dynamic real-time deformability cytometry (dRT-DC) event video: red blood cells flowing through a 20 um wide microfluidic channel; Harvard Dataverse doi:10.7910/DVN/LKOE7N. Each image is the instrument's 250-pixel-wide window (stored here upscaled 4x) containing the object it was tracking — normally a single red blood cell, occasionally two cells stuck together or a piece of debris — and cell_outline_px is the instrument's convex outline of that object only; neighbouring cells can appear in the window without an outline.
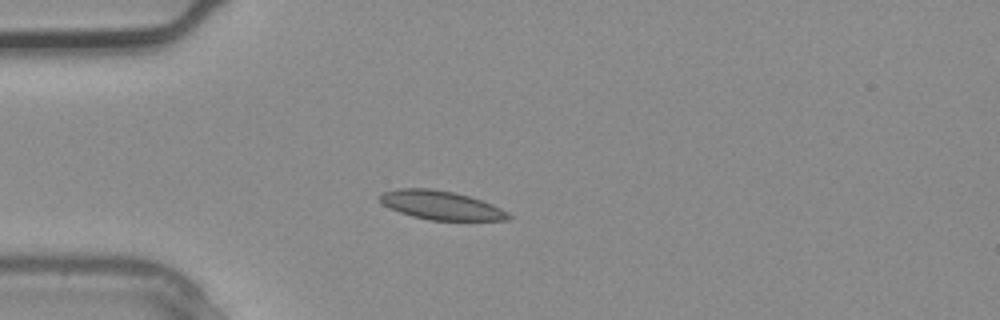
{"species": "common noctule bat (a hibernating species)", "species_latin": "Nyctalus noctula", "temperature_condition": "warm", "stored_images_in_passage": 2, "camera_frame_rate_fps": 3000, "um_per_image_px": 0.085, "animal": {"sex": "male", "body_mass_g": 20.4}, "frame": {"image": 1, "passage_image": 2, "time_ms": 0.333, "image_size_px": [1000, 320], "cell_outline_px": [[512, 216], [508, 220], [428, 220], [412, 216], [388, 208], [376, 196], [380, 192], [400, 188], [428, 188], [452, 192], [468, 196], [492, 204], [508, 212]], "centroid_in_image_um": [37.43, 17.44], "position_along_channel_um": 47.6, "area_um2": 21.56}}